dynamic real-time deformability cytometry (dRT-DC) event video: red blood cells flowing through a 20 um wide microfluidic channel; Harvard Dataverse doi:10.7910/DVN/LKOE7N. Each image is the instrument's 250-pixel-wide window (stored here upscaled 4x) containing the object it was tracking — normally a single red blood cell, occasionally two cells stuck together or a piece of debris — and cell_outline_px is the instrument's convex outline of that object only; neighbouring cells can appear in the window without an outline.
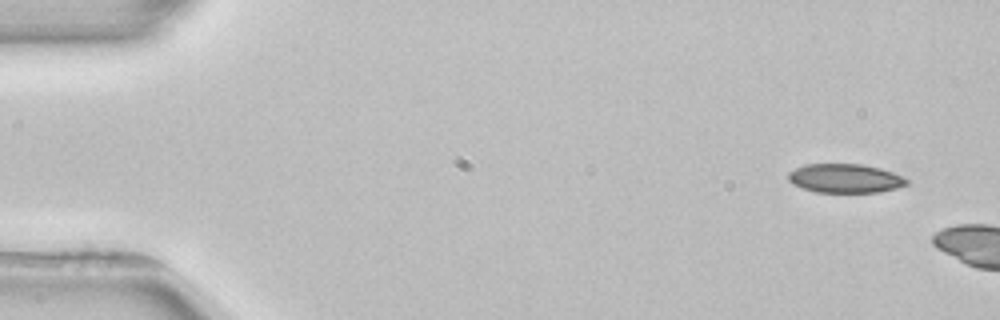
{"species": "common noctule bat (a hibernating species)", "species_latin": "Nyctalus noctula", "temperature_condition": "room temperature", "stored_images_in_passage": 2, "camera_frame_rate_fps": 3000, "um_per_image_px": 0.085, "animal": {"sex": "female", "body_mass_g": 22.7, "forearm_length_mm": 54.2}, "frame": {"image": 1, "passage_image": 1, "time_ms": 0.0, "image_size_px": [1000, 320], "cell_outline_px": [[912, 180], [908, 184], [896, 188], [880, 192], [816, 192], [792, 184], [788, 180], [788, 172], [804, 164], [864, 164], [880, 168], [904, 176]], "centroid_in_image_um": [71.87, 15.15], "position_along_channel_um": 13.1, "area_um2": 20.17}}